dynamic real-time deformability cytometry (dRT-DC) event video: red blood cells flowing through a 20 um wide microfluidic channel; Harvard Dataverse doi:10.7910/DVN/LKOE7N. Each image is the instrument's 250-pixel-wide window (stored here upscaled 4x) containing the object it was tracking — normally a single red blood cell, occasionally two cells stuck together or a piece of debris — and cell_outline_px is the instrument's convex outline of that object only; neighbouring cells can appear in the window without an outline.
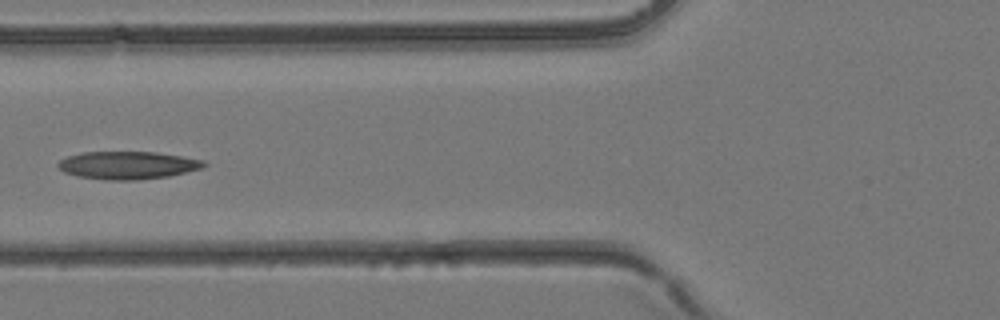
{"species": "common noctule bat (a hibernating species)", "species_latin": "Nyctalus noctula", "temperature_condition": "room temperature", "stored_images_in_passage": 5, "camera_frame_rate_fps": 3000, "um_per_image_px": 0.085, "animal": {"sex": "female", "body_mass_g": 24.6, "forearm_length_mm": 56.2}, "frame": {"image": 1, "passage_image": 5, "time_ms": 1.333, "image_size_px": [1000, 320], "cell_outline_px": [[208, 164], [200, 168], [168, 176], [136, 180], [108, 180], [76, 176], [64, 172], [56, 164], [60, 160], [68, 156], [84, 152], [156, 152], [204, 160]], "centroid_in_image_um": [10.83, 14.04], "position_along_channel_um": 115.0, "area_um2": 23.41}}